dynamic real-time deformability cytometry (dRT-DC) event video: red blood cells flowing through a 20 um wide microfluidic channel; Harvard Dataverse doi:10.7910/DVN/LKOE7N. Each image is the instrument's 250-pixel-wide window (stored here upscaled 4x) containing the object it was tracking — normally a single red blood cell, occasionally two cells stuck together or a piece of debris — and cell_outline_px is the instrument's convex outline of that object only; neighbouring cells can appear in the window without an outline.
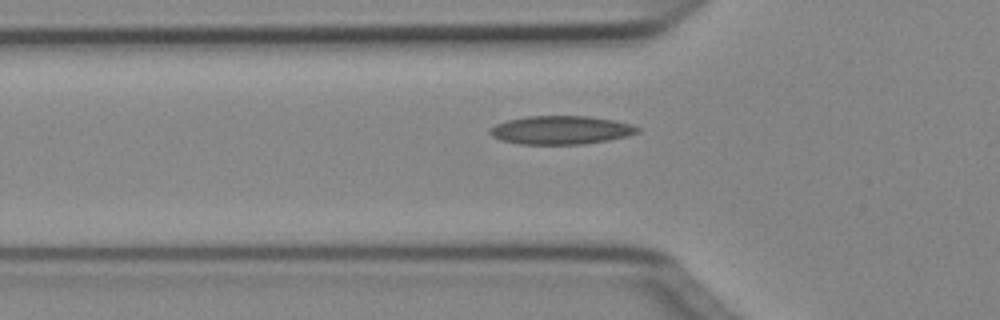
{"species": "Egyptian fruit bat (a non-hibernating species)", "species_latin": "Rousettus aegyptiacus", "temperature_condition": "cold", "stored_images_in_passage": 37, "camera_frame_rate_fps": 3000, "um_per_image_px": 0.085, "animal": {"sex": "female"}, "frame": {"image": 1, "passage_image": 6, "time_ms": 1.667, "image_size_px": [1000, 320], "cell_outline_px": [[640, 132], [628, 136], [608, 140], [584, 144], [520, 144], [500, 140], [492, 136], [488, 132], [488, 128], [496, 124], [508, 120], [528, 116], [588, 116], [612, 120], [632, 124], [640, 128]], "centroid_in_image_um": [47.67, 11.06], "position_along_channel_um": 78.1, "area_um2": 24.57}}
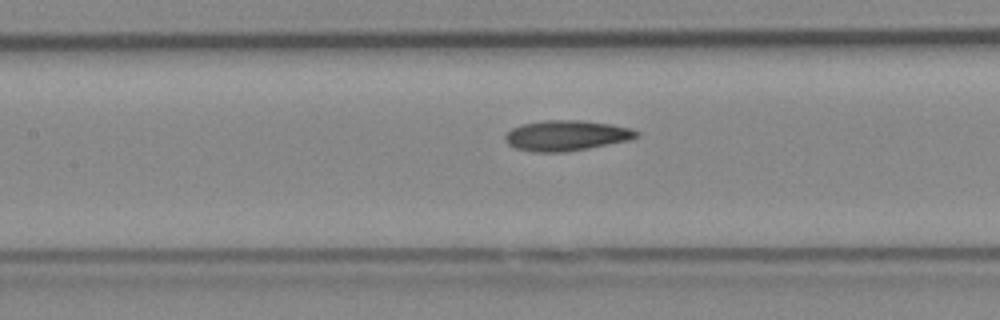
{"frame": {"image": 2, "passage_image": 12, "time_ms": 3.667, "image_size_px": [1000, 320], "cell_outline_px": [[640, 136], [628, 140], [588, 148], [564, 152], [532, 152], [516, 148], [508, 144], [504, 140], [504, 136], [512, 128], [520, 124], [544, 120], [584, 120], [612, 124], [632, 128], [640, 132]], "centroid_in_image_um": [48.14, 11.51], "position_along_channel_um": 159.3, "area_um2": 23.47}}
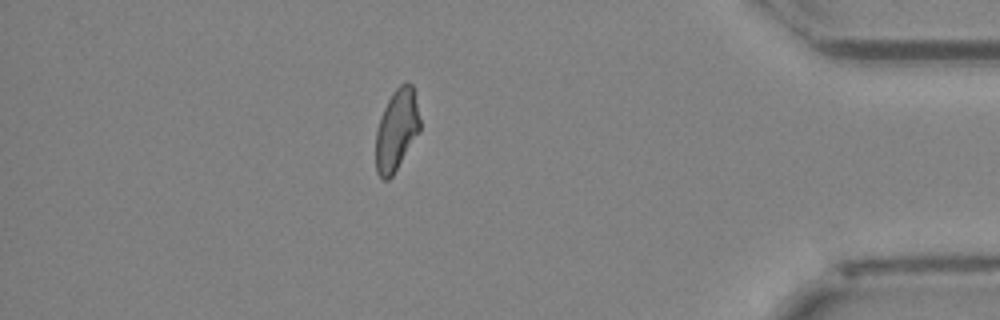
{"frame": {"image": 3, "passage_image": 33, "time_ms": 10.667, "image_size_px": [1000, 320], "cell_outline_px": [[420, 132], [392, 176], [388, 180], [380, 180], [376, 172], [376, 132], [380, 116], [392, 92], [404, 80], [412, 84], [420, 120]], "centroid_in_image_um": [33.7, 11.06], "position_along_channel_um": 401.5, "area_um2": 21.1}, "authors_computed_cell_mechanics": {"area_um2": 22.1952, "velocity_mm_per_s": 4.0351, "shape_relaxation_time_tau1_ms": 9.6184, "shape_relaxation_time_tau2_ms": 3.7876, "deformation_change_tau1": 0.2056, "deformation_change_tau2": 0.1078}}